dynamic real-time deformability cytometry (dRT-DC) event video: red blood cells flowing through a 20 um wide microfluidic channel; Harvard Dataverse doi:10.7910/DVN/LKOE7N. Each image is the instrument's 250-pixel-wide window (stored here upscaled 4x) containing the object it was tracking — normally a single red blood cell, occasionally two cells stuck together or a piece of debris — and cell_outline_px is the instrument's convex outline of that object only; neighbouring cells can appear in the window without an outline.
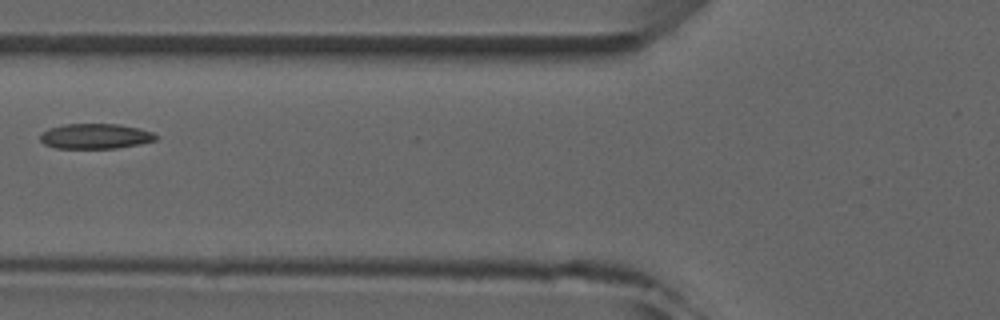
{"species": "common noctule bat (a hibernating species)", "species_latin": "Nyctalus noctula", "temperature_condition": "room temperature", "stored_images_in_passage": 5, "camera_frame_rate_fps": 3000, "um_per_image_px": 0.085, "animal": {"sex": "male", "forearm_length_mm": 52.5}, "frame": {"image": 1, "passage_image": 4, "time_ms": 4.333, "image_size_px": [1000, 320], "cell_outline_px": [[160, 136], [156, 140], [140, 144], [116, 148], [56, 148], [44, 144], [40, 140], [40, 136], [48, 128], [64, 124], [120, 124], [140, 128], [152, 132]], "centroid_in_image_um": [8.14, 11.57], "position_along_channel_um": 117.7, "area_um2": 17.05}}
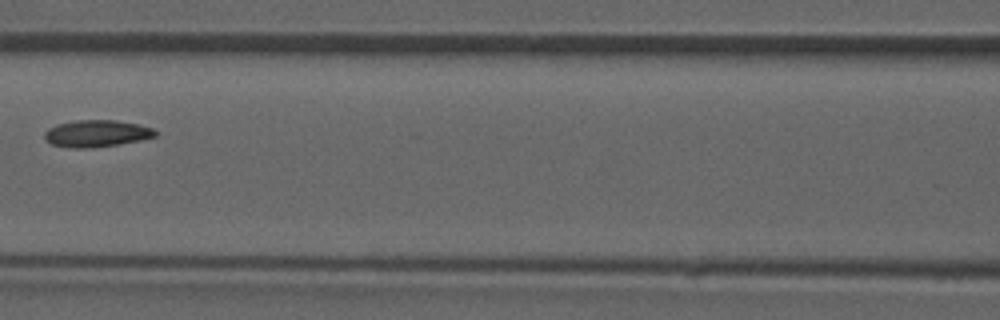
{"frame": {"image": 2, "passage_image": 5, "time_ms": 5.333, "image_size_px": [1000, 320], "cell_outline_px": [[160, 132], [156, 136], [140, 140], [116, 144], [88, 148], [72, 148], [52, 144], [44, 136], [44, 132], [48, 128], [56, 124], [76, 120], [116, 120], [140, 124], [152, 128]], "centroid_in_image_um": [8.23, 11.33], "position_along_channel_um": 158.4, "area_um2": 17.34}}